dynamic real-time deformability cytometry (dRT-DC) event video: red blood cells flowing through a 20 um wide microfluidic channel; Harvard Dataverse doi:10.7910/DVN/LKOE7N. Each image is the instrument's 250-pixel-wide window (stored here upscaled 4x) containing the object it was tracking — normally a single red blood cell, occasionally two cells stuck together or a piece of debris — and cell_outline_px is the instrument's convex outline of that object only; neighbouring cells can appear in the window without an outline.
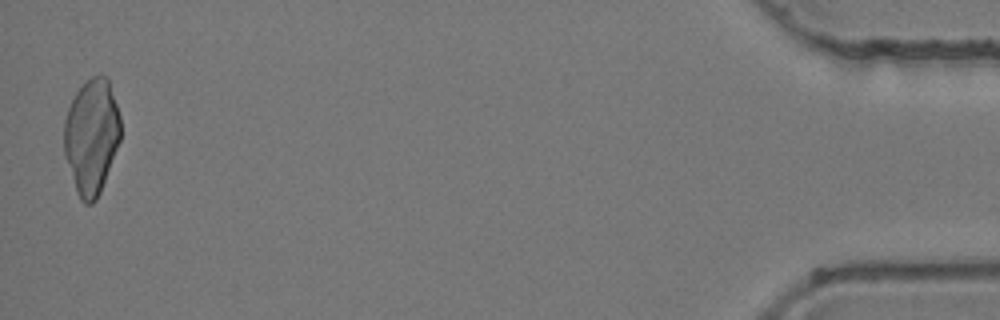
{"species": "common noctule bat (a hibernating species)", "species_latin": "Nyctalus noctula", "temperature_condition": "room temperature", "stored_images_in_passage": 44, "camera_frame_rate_fps": 3000, "um_per_image_px": 0.085, "animal": {"sex": "female", "body_mass_g": 24.6, "forearm_length_mm": 56.2}, "frame": {"image": 1, "passage_image": 43, "time_ms": 14.0, "image_size_px": [1000, 320], "cell_outline_px": [[120, 140], [100, 192], [96, 200], [92, 204], [84, 204], [80, 200], [76, 192], [64, 156], [64, 120], [68, 108], [76, 92], [92, 76], [108, 76], [120, 116]], "centroid_in_image_um": [7.77, 11.62], "position_along_channel_um": 427.4, "area_um2": 37.97}}